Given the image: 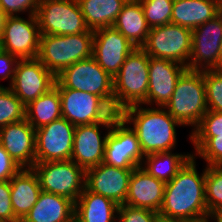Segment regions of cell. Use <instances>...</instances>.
<instances>
[{
  "label": "cell",
  "instance_id": "6da1fadb",
  "mask_svg": "<svg viewBox=\"0 0 222 222\" xmlns=\"http://www.w3.org/2000/svg\"><path fill=\"white\" fill-rule=\"evenodd\" d=\"M195 160L192 156L177 175L165 183L160 215L188 222L210 217L206 205V167L198 174Z\"/></svg>",
  "mask_w": 222,
  "mask_h": 222
},
{
  "label": "cell",
  "instance_id": "7a4b0ae2",
  "mask_svg": "<svg viewBox=\"0 0 222 222\" xmlns=\"http://www.w3.org/2000/svg\"><path fill=\"white\" fill-rule=\"evenodd\" d=\"M119 116L136 133L142 153L169 152L176 147V126H183L164 107L144 108L142 104L123 109Z\"/></svg>",
  "mask_w": 222,
  "mask_h": 222
},
{
  "label": "cell",
  "instance_id": "3957f363",
  "mask_svg": "<svg viewBox=\"0 0 222 222\" xmlns=\"http://www.w3.org/2000/svg\"><path fill=\"white\" fill-rule=\"evenodd\" d=\"M150 57L141 48H135L113 78L114 111L142 104L147 99Z\"/></svg>",
  "mask_w": 222,
  "mask_h": 222
},
{
  "label": "cell",
  "instance_id": "277c9868",
  "mask_svg": "<svg viewBox=\"0 0 222 222\" xmlns=\"http://www.w3.org/2000/svg\"><path fill=\"white\" fill-rule=\"evenodd\" d=\"M164 108L184 127L191 125L194 129L208 111L203 70L186 69Z\"/></svg>",
  "mask_w": 222,
  "mask_h": 222
},
{
  "label": "cell",
  "instance_id": "5b68a950",
  "mask_svg": "<svg viewBox=\"0 0 222 222\" xmlns=\"http://www.w3.org/2000/svg\"><path fill=\"white\" fill-rule=\"evenodd\" d=\"M93 31L73 35H40L37 58L55 76L70 65L92 57Z\"/></svg>",
  "mask_w": 222,
  "mask_h": 222
},
{
  "label": "cell",
  "instance_id": "8992f818",
  "mask_svg": "<svg viewBox=\"0 0 222 222\" xmlns=\"http://www.w3.org/2000/svg\"><path fill=\"white\" fill-rule=\"evenodd\" d=\"M56 87H65L95 94L114 110L113 78L93 57L78 61L56 76Z\"/></svg>",
  "mask_w": 222,
  "mask_h": 222
},
{
  "label": "cell",
  "instance_id": "52a82bcc",
  "mask_svg": "<svg viewBox=\"0 0 222 222\" xmlns=\"http://www.w3.org/2000/svg\"><path fill=\"white\" fill-rule=\"evenodd\" d=\"M36 17L41 35H73L92 31L78 0H40Z\"/></svg>",
  "mask_w": 222,
  "mask_h": 222
},
{
  "label": "cell",
  "instance_id": "ba28073f",
  "mask_svg": "<svg viewBox=\"0 0 222 222\" xmlns=\"http://www.w3.org/2000/svg\"><path fill=\"white\" fill-rule=\"evenodd\" d=\"M32 169L44 192L61 195L76 202L85 188L86 170L71 159L35 163Z\"/></svg>",
  "mask_w": 222,
  "mask_h": 222
},
{
  "label": "cell",
  "instance_id": "9c48e42d",
  "mask_svg": "<svg viewBox=\"0 0 222 222\" xmlns=\"http://www.w3.org/2000/svg\"><path fill=\"white\" fill-rule=\"evenodd\" d=\"M61 98L62 117L74 126L88 125L98 122H115L120 116L101 97L57 87Z\"/></svg>",
  "mask_w": 222,
  "mask_h": 222
},
{
  "label": "cell",
  "instance_id": "30bf717a",
  "mask_svg": "<svg viewBox=\"0 0 222 222\" xmlns=\"http://www.w3.org/2000/svg\"><path fill=\"white\" fill-rule=\"evenodd\" d=\"M192 30L174 23L151 28L141 47L149 57L168 59L188 69Z\"/></svg>",
  "mask_w": 222,
  "mask_h": 222
},
{
  "label": "cell",
  "instance_id": "8fae6325",
  "mask_svg": "<svg viewBox=\"0 0 222 222\" xmlns=\"http://www.w3.org/2000/svg\"><path fill=\"white\" fill-rule=\"evenodd\" d=\"M40 35L36 14L28 15V19L19 15L8 16L0 37V49L19 59L37 58Z\"/></svg>",
  "mask_w": 222,
  "mask_h": 222
},
{
  "label": "cell",
  "instance_id": "7c38bea8",
  "mask_svg": "<svg viewBox=\"0 0 222 222\" xmlns=\"http://www.w3.org/2000/svg\"><path fill=\"white\" fill-rule=\"evenodd\" d=\"M143 159L136 133L119 117L108 132L103 162L117 168L134 169L142 165Z\"/></svg>",
  "mask_w": 222,
  "mask_h": 222
},
{
  "label": "cell",
  "instance_id": "4fadbf2b",
  "mask_svg": "<svg viewBox=\"0 0 222 222\" xmlns=\"http://www.w3.org/2000/svg\"><path fill=\"white\" fill-rule=\"evenodd\" d=\"M75 126L65 118L36 129V163L70 160Z\"/></svg>",
  "mask_w": 222,
  "mask_h": 222
},
{
  "label": "cell",
  "instance_id": "5bb4252c",
  "mask_svg": "<svg viewBox=\"0 0 222 222\" xmlns=\"http://www.w3.org/2000/svg\"><path fill=\"white\" fill-rule=\"evenodd\" d=\"M221 40L222 11L213 19L192 30V46L188 69H219Z\"/></svg>",
  "mask_w": 222,
  "mask_h": 222
},
{
  "label": "cell",
  "instance_id": "9a60e30c",
  "mask_svg": "<svg viewBox=\"0 0 222 222\" xmlns=\"http://www.w3.org/2000/svg\"><path fill=\"white\" fill-rule=\"evenodd\" d=\"M56 76L38 58L20 59L9 88L26 106L55 86Z\"/></svg>",
  "mask_w": 222,
  "mask_h": 222
},
{
  "label": "cell",
  "instance_id": "2e32d148",
  "mask_svg": "<svg viewBox=\"0 0 222 222\" xmlns=\"http://www.w3.org/2000/svg\"><path fill=\"white\" fill-rule=\"evenodd\" d=\"M93 32L92 57L105 72L114 78L126 57L137 47L113 26Z\"/></svg>",
  "mask_w": 222,
  "mask_h": 222
},
{
  "label": "cell",
  "instance_id": "e0dca14e",
  "mask_svg": "<svg viewBox=\"0 0 222 222\" xmlns=\"http://www.w3.org/2000/svg\"><path fill=\"white\" fill-rule=\"evenodd\" d=\"M134 169L117 168L102 162L86 169L85 187L123 205L128 195L129 181Z\"/></svg>",
  "mask_w": 222,
  "mask_h": 222
},
{
  "label": "cell",
  "instance_id": "ac0fdd59",
  "mask_svg": "<svg viewBox=\"0 0 222 222\" xmlns=\"http://www.w3.org/2000/svg\"><path fill=\"white\" fill-rule=\"evenodd\" d=\"M114 122H98L75 126L71 160L78 166L89 169L104 161L105 145ZM106 127L107 134L101 136L100 126ZM109 129V130H108Z\"/></svg>",
  "mask_w": 222,
  "mask_h": 222
},
{
  "label": "cell",
  "instance_id": "d6986e66",
  "mask_svg": "<svg viewBox=\"0 0 222 222\" xmlns=\"http://www.w3.org/2000/svg\"><path fill=\"white\" fill-rule=\"evenodd\" d=\"M186 66L168 59L150 57L147 99L142 105L164 107L171 99L178 78Z\"/></svg>",
  "mask_w": 222,
  "mask_h": 222
},
{
  "label": "cell",
  "instance_id": "ffe728a7",
  "mask_svg": "<svg viewBox=\"0 0 222 222\" xmlns=\"http://www.w3.org/2000/svg\"><path fill=\"white\" fill-rule=\"evenodd\" d=\"M0 144L20 167L36 163V130L26 119L0 128Z\"/></svg>",
  "mask_w": 222,
  "mask_h": 222
},
{
  "label": "cell",
  "instance_id": "44dd1931",
  "mask_svg": "<svg viewBox=\"0 0 222 222\" xmlns=\"http://www.w3.org/2000/svg\"><path fill=\"white\" fill-rule=\"evenodd\" d=\"M165 183L151 176L142 166L136 167L129 181L126 205L160 211L164 197Z\"/></svg>",
  "mask_w": 222,
  "mask_h": 222
},
{
  "label": "cell",
  "instance_id": "7402d4cb",
  "mask_svg": "<svg viewBox=\"0 0 222 222\" xmlns=\"http://www.w3.org/2000/svg\"><path fill=\"white\" fill-rule=\"evenodd\" d=\"M9 181L13 212L21 222L38 201L42 191L39 179L32 168H22Z\"/></svg>",
  "mask_w": 222,
  "mask_h": 222
},
{
  "label": "cell",
  "instance_id": "603a6c76",
  "mask_svg": "<svg viewBox=\"0 0 222 222\" xmlns=\"http://www.w3.org/2000/svg\"><path fill=\"white\" fill-rule=\"evenodd\" d=\"M221 11L215 0H173L171 23L194 30Z\"/></svg>",
  "mask_w": 222,
  "mask_h": 222
},
{
  "label": "cell",
  "instance_id": "cb8c5ba5",
  "mask_svg": "<svg viewBox=\"0 0 222 222\" xmlns=\"http://www.w3.org/2000/svg\"><path fill=\"white\" fill-rule=\"evenodd\" d=\"M75 214V202L41 191L38 201L21 222H66Z\"/></svg>",
  "mask_w": 222,
  "mask_h": 222
},
{
  "label": "cell",
  "instance_id": "d4e9b609",
  "mask_svg": "<svg viewBox=\"0 0 222 222\" xmlns=\"http://www.w3.org/2000/svg\"><path fill=\"white\" fill-rule=\"evenodd\" d=\"M113 27L135 47H142L149 33L140 1L128 0L118 14Z\"/></svg>",
  "mask_w": 222,
  "mask_h": 222
},
{
  "label": "cell",
  "instance_id": "484cf974",
  "mask_svg": "<svg viewBox=\"0 0 222 222\" xmlns=\"http://www.w3.org/2000/svg\"><path fill=\"white\" fill-rule=\"evenodd\" d=\"M119 205L86 187L75 202V214L82 222H117Z\"/></svg>",
  "mask_w": 222,
  "mask_h": 222
},
{
  "label": "cell",
  "instance_id": "4316f807",
  "mask_svg": "<svg viewBox=\"0 0 222 222\" xmlns=\"http://www.w3.org/2000/svg\"><path fill=\"white\" fill-rule=\"evenodd\" d=\"M128 0H78L86 25L92 31L111 27Z\"/></svg>",
  "mask_w": 222,
  "mask_h": 222
},
{
  "label": "cell",
  "instance_id": "83f0119b",
  "mask_svg": "<svg viewBox=\"0 0 222 222\" xmlns=\"http://www.w3.org/2000/svg\"><path fill=\"white\" fill-rule=\"evenodd\" d=\"M61 117V98L56 86L26 105L25 119L35 130Z\"/></svg>",
  "mask_w": 222,
  "mask_h": 222
},
{
  "label": "cell",
  "instance_id": "f1b7e54d",
  "mask_svg": "<svg viewBox=\"0 0 222 222\" xmlns=\"http://www.w3.org/2000/svg\"><path fill=\"white\" fill-rule=\"evenodd\" d=\"M192 156L193 153L177 154L172 151L151 153L144 156L141 166L151 176L168 183Z\"/></svg>",
  "mask_w": 222,
  "mask_h": 222
},
{
  "label": "cell",
  "instance_id": "f546056e",
  "mask_svg": "<svg viewBox=\"0 0 222 222\" xmlns=\"http://www.w3.org/2000/svg\"><path fill=\"white\" fill-rule=\"evenodd\" d=\"M26 106L9 87H0V128L25 119Z\"/></svg>",
  "mask_w": 222,
  "mask_h": 222
},
{
  "label": "cell",
  "instance_id": "4dcf8cb0",
  "mask_svg": "<svg viewBox=\"0 0 222 222\" xmlns=\"http://www.w3.org/2000/svg\"><path fill=\"white\" fill-rule=\"evenodd\" d=\"M206 205L211 216L222 213V170L206 165Z\"/></svg>",
  "mask_w": 222,
  "mask_h": 222
},
{
  "label": "cell",
  "instance_id": "1f68e13d",
  "mask_svg": "<svg viewBox=\"0 0 222 222\" xmlns=\"http://www.w3.org/2000/svg\"><path fill=\"white\" fill-rule=\"evenodd\" d=\"M149 28L171 23L173 0H139Z\"/></svg>",
  "mask_w": 222,
  "mask_h": 222
},
{
  "label": "cell",
  "instance_id": "d6a6232c",
  "mask_svg": "<svg viewBox=\"0 0 222 222\" xmlns=\"http://www.w3.org/2000/svg\"><path fill=\"white\" fill-rule=\"evenodd\" d=\"M196 150L194 157L199 156L207 166H215L222 160V135L215 137H189Z\"/></svg>",
  "mask_w": 222,
  "mask_h": 222
},
{
  "label": "cell",
  "instance_id": "836d02e7",
  "mask_svg": "<svg viewBox=\"0 0 222 222\" xmlns=\"http://www.w3.org/2000/svg\"><path fill=\"white\" fill-rule=\"evenodd\" d=\"M208 110L222 112V70H203Z\"/></svg>",
  "mask_w": 222,
  "mask_h": 222
},
{
  "label": "cell",
  "instance_id": "e575fe53",
  "mask_svg": "<svg viewBox=\"0 0 222 222\" xmlns=\"http://www.w3.org/2000/svg\"><path fill=\"white\" fill-rule=\"evenodd\" d=\"M222 135V112L208 110L190 137H215Z\"/></svg>",
  "mask_w": 222,
  "mask_h": 222
},
{
  "label": "cell",
  "instance_id": "d590c367",
  "mask_svg": "<svg viewBox=\"0 0 222 222\" xmlns=\"http://www.w3.org/2000/svg\"><path fill=\"white\" fill-rule=\"evenodd\" d=\"M157 214L152 210L123 204L118 207L117 222H154Z\"/></svg>",
  "mask_w": 222,
  "mask_h": 222
},
{
  "label": "cell",
  "instance_id": "8d00e7d4",
  "mask_svg": "<svg viewBox=\"0 0 222 222\" xmlns=\"http://www.w3.org/2000/svg\"><path fill=\"white\" fill-rule=\"evenodd\" d=\"M0 222H20L13 212L10 181H0Z\"/></svg>",
  "mask_w": 222,
  "mask_h": 222
},
{
  "label": "cell",
  "instance_id": "74e56055",
  "mask_svg": "<svg viewBox=\"0 0 222 222\" xmlns=\"http://www.w3.org/2000/svg\"><path fill=\"white\" fill-rule=\"evenodd\" d=\"M40 0H0V8L8 15L15 16L21 12L36 14Z\"/></svg>",
  "mask_w": 222,
  "mask_h": 222
},
{
  "label": "cell",
  "instance_id": "f35d334b",
  "mask_svg": "<svg viewBox=\"0 0 222 222\" xmlns=\"http://www.w3.org/2000/svg\"><path fill=\"white\" fill-rule=\"evenodd\" d=\"M20 59L9 52L0 49V79L10 80L9 86L12 84L17 63ZM2 87V85H0Z\"/></svg>",
  "mask_w": 222,
  "mask_h": 222
},
{
  "label": "cell",
  "instance_id": "ab89813d",
  "mask_svg": "<svg viewBox=\"0 0 222 222\" xmlns=\"http://www.w3.org/2000/svg\"><path fill=\"white\" fill-rule=\"evenodd\" d=\"M21 169L0 144V181L10 180Z\"/></svg>",
  "mask_w": 222,
  "mask_h": 222
},
{
  "label": "cell",
  "instance_id": "60d3db41",
  "mask_svg": "<svg viewBox=\"0 0 222 222\" xmlns=\"http://www.w3.org/2000/svg\"><path fill=\"white\" fill-rule=\"evenodd\" d=\"M154 222H188L181 219H174L170 217H165L163 215H160L159 213L156 215V218Z\"/></svg>",
  "mask_w": 222,
  "mask_h": 222
},
{
  "label": "cell",
  "instance_id": "b9f144b4",
  "mask_svg": "<svg viewBox=\"0 0 222 222\" xmlns=\"http://www.w3.org/2000/svg\"><path fill=\"white\" fill-rule=\"evenodd\" d=\"M8 15L0 8V37L2 36Z\"/></svg>",
  "mask_w": 222,
  "mask_h": 222
},
{
  "label": "cell",
  "instance_id": "7bdbcfd3",
  "mask_svg": "<svg viewBox=\"0 0 222 222\" xmlns=\"http://www.w3.org/2000/svg\"><path fill=\"white\" fill-rule=\"evenodd\" d=\"M211 220H215L216 222H222V213L215 214L209 217Z\"/></svg>",
  "mask_w": 222,
  "mask_h": 222
},
{
  "label": "cell",
  "instance_id": "ee69618b",
  "mask_svg": "<svg viewBox=\"0 0 222 222\" xmlns=\"http://www.w3.org/2000/svg\"><path fill=\"white\" fill-rule=\"evenodd\" d=\"M219 69L222 70V40H221L220 51H219Z\"/></svg>",
  "mask_w": 222,
  "mask_h": 222
},
{
  "label": "cell",
  "instance_id": "f6af8a7d",
  "mask_svg": "<svg viewBox=\"0 0 222 222\" xmlns=\"http://www.w3.org/2000/svg\"><path fill=\"white\" fill-rule=\"evenodd\" d=\"M66 222H82L79 217L74 214L71 218H69Z\"/></svg>",
  "mask_w": 222,
  "mask_h": 222
},
{
  "label": "cell",
  "instance_id": "bcb514c9",
  "mask_svg": "<svg viewBox=\"0 0 222 222\" xmlns=\"http://www.w3.org/2000/svg\"><path fill=\"white\" fill-rule=\"evenodd\" d=\"M215 166L222 170V160H220Z\"/></svg>",
  "mask_w": 222,
  "mask_h": 222
},
{
  "label": "cell",
  "instance_id": "7dc6e473",
  "mask_svg": "<svg viewBox=\"0 0 222 222\" xmlns=\"http://www.w3.org/2000/svg\"><path fill=\"white\" fill-rule=\"evenodd\" d=\"M210 218H206V219H203V220H200V221H195V222H209L211 221V219L209 220Z\"/></svg>",
  "mask_w": 222,
  "mask_h": 222
},
{
  "label": "cell",
  "instance_id": "c3c4849f",
  "mask_svg": "<svg viewBox=\"0 0 222 222\" xmlns=\"http://www.w3.org/2000/svg\"><path fill=\"white\" fill-rule=\"evenodd\" d=\"M222 6V0H215Z\"/></svg>",
  "mask_w": 222,
  "mask_h": 222
}]
</instances>
